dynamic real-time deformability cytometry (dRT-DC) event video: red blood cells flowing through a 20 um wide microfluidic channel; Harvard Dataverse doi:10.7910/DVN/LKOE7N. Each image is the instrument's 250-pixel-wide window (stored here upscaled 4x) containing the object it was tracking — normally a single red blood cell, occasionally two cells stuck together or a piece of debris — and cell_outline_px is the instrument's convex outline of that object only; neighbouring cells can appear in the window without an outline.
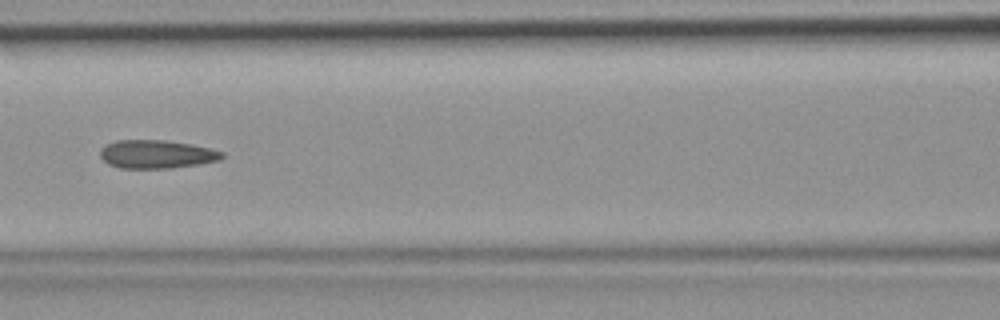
{"species": "common noctule bat (a hibernating species)", "species_latin": "Nyctalus noctula", "temperature_condition": "room temperature", "stored_images_in_passage": 7, "camera_frame_rate_fps": 3000, "um_per_image_px": 0.085, "animal": {"sex": "female", "body_mass_g": 19.9}, "frame": {"image": 1, "passage_image": 6, "time_ms": 1.667, "image_size_px": [1000, 320], "cell_outline_px": [[224, 156], [220, 160], [200, 164], [172, 168], [120, 168], [108, 164], [100, 156], [100, 148], [104, 144], [116, 140], [164, 140], [192, 144], [224, 152]], "centroid_in_image_um": [13.29, 13.1], "position_along_channel_um": 153.3, "area_um2": 20.29}}